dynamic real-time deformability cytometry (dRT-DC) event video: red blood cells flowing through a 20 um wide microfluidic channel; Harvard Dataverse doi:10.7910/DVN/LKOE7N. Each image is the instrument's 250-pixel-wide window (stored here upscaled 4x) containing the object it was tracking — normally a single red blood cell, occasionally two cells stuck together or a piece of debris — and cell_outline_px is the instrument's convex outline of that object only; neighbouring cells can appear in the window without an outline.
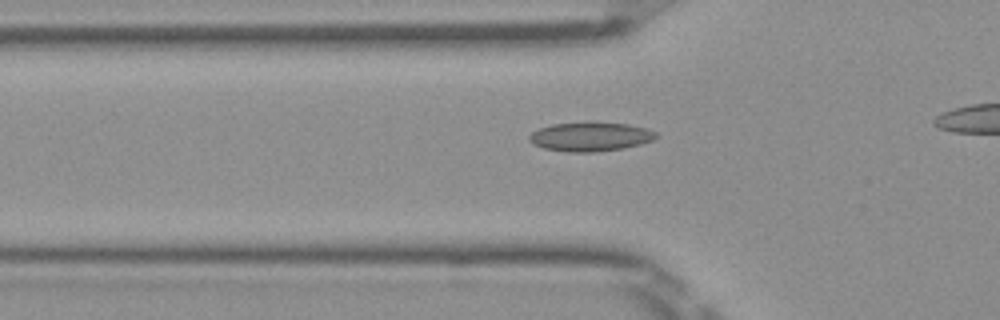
{"species": "Egyptian fruit bat (a non-hibernating species)", "species_latin": "Rousettus aegyptiacus", "temperature_condition": "room temperature", "stored_images_in_passage": 36, "camera_frame_rate_fps": 3000, "um_per_image_px": 0.085, "frame": {"image": 1, "passage_image": 12, "time_ms": 3.667, "image_size_px": [1000, 320], "cell_outline_px": [[660, 136], [652, 140], [640, 144], [624, 148], [596, 152], [568, 152], [544, 148], [532, 144], [528, 140], [528, 136], [532, 132], [540, 128], [552, 124], [628, 124], [648, 128], [656, 132]], "centroid_in_image_um": [50.19, 11.65], "position_along_channel_um": 75.6, "area_um2": 21.04}}
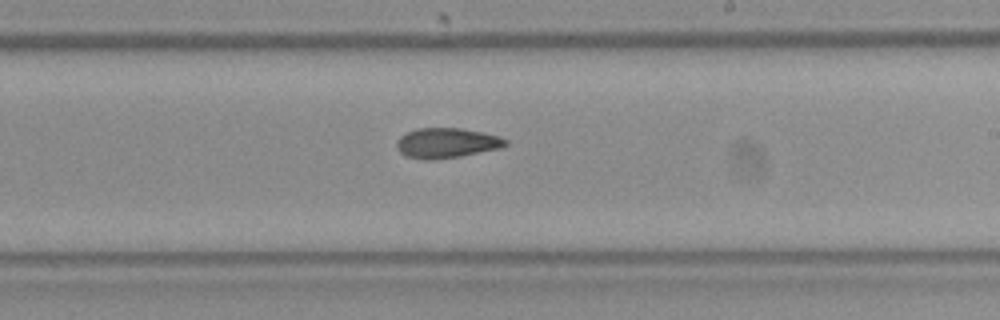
{"frame": {"image": 2, "passage_image": 25, "time_ms": 8.0, "image_size_px": [1000, 320], "cell_outline_px": [[508, 144], [500, 148], [460, 156], [432, 160], [424, 160], [408, 156], [400, 152], [396, 148], [396, 144], [400, 136], [416, 128], [460, 128], [484, 132], [500, 136], [508, 140]], "centroid_in_image_um": [37.98, 12.15], "position_along_channel_um": 251.0, "area_um2": 19.07}}
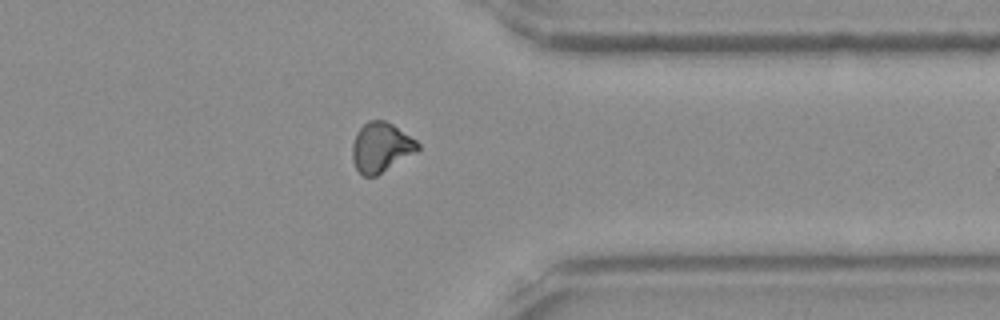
{"frame": {"image": 3, "passage_image": 35, "time_ms": 11.333, "image_size_px": [1000, 320], "cell_outline_px": [[420, 148], [416, 152], [376, 176], [364, 176], [356, 168], [352, 160], [352, 144], [356, 132], [368, 120], [384, 120], [392, 124], [416, 140], [420, 144]], "centroid_in_image_um": [32.37, 12.52], "position_along_channel_um": 379.0, "area_um2": 18.84}}